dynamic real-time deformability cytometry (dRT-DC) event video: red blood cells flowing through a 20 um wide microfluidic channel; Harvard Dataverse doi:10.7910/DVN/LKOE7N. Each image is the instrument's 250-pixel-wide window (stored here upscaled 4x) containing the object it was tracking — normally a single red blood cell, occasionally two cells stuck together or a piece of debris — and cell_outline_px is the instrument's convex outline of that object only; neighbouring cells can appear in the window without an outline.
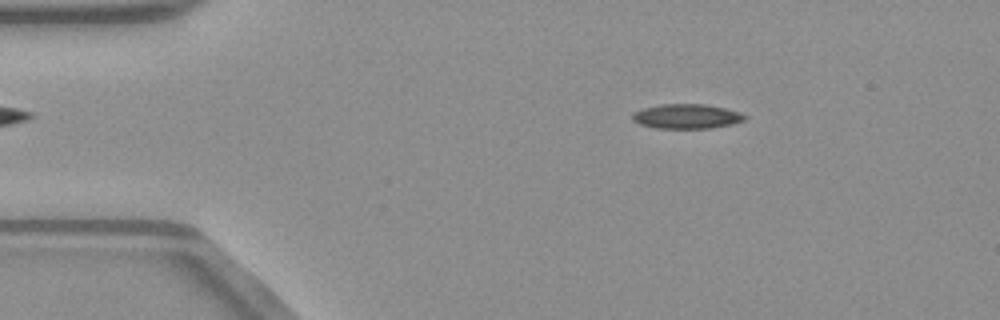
{"species": "common noctule bat (a hibernating species)", "species_latin": "Nyctalus noctula", "temperature_condition": "warm", "stored_images_in_passage": 51, "camera_frame_rate_fps": 3000, "um_per_image_px": 0.085, "animal": {"sex": "male", "body_mass_g": 23.1, "forearm_length_mm": 52.7}, "frame": {"image": 1, "passage_image": 8, "time_ms": 2.333, "image_size_px": [1000, 320], "cell_outline_px": [[748, 116], [744, 120], [732, 124], [712, 128], [656, 128], [640, 124], [632, 120], [632, 112], [644, 108], [660, 104], [704, 104], [724, 108], [740, 112]], "centroid_in_image_um": [58.36, 9.89], "position_along_channel_um": 26.6, "area_um2": 16.13}}
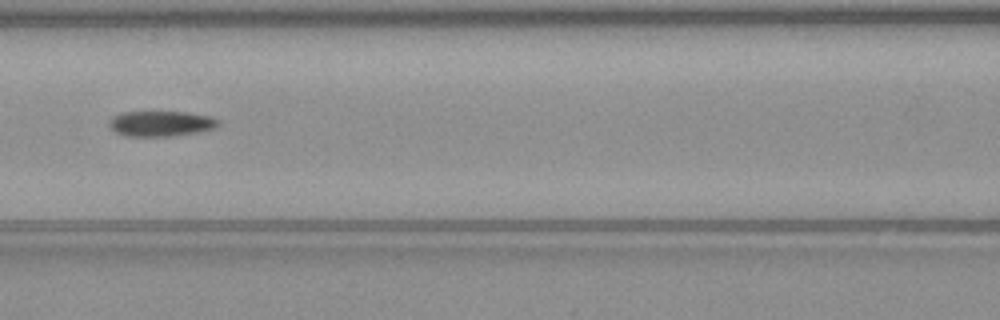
{"frame": {"image": 2, "passage_image": 22, "time_ms": 7.0, "image_size_px": [1000, 320], "cell_outline_px": [[220, 124], [216, 128], [196, 132], [172, 136], [128, 136], [116, 132], [108, 124], [112, 116], [124, 112], [184, 112], [212, 116], [220, 120]], "centroid_in_image_um": [13.72, 10.5], "position_along_channel_um": 152.9, "area_um2": 16.13}}
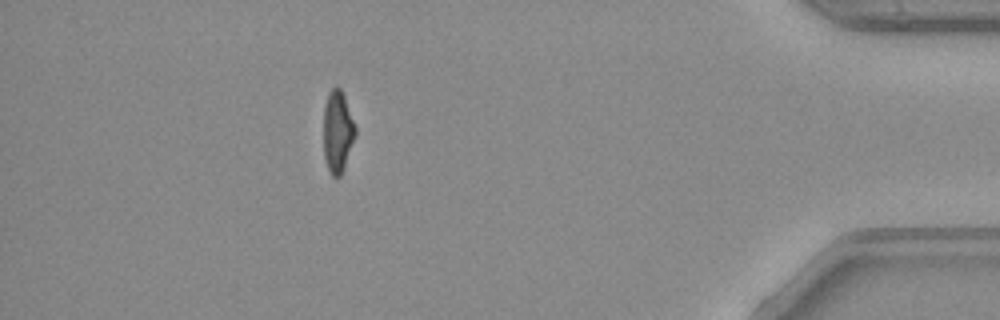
{"frame": {"image": 3, "passage_image": 45, "time_ms": 14.667, "image_size_px": [1000, 320], "cell_outline_px": [[356, 136], [344, 168], [340, 176], [332, 176], [328, 168], [324, 156], [324, 104], [328, 92], [336, 84], [340, 88], [344, 96], [356, 128]], "centroid_in_image_um": [28.7, 11.16], "position_along_channel_um": 406.5, "area_um2": 15.2}}